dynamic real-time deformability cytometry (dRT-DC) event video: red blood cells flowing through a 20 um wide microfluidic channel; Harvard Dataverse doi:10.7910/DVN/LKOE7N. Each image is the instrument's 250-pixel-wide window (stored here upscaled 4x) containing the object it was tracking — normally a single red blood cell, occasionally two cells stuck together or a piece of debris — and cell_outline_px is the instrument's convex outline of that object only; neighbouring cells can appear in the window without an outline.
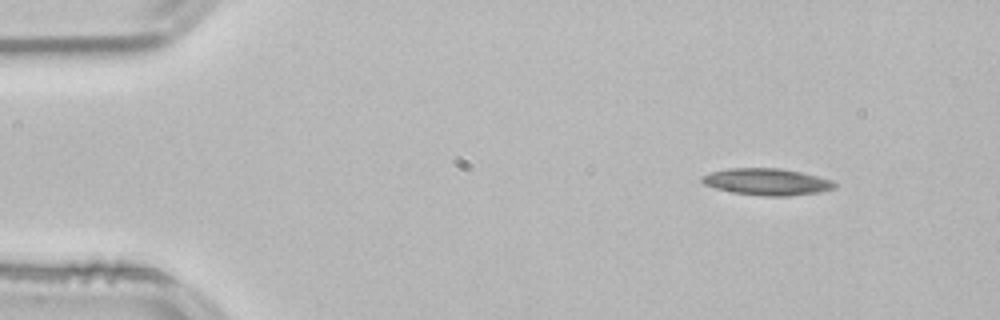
{"species": "common noctule bat (a hibernating species)", "species_latin": "Nyctalus noctula", "temperature_condition": "room temperature", "stored_images_in_passage": 48, "camera_frame_rate_fps": 3000, "um_per_image_px": 0.085, "animal": {"sex": "male", "body_mass_g": 21.5, "forearm_length_mm": 52.0}, "frame": {"image": 1, "passage_image": 1, "time_ms": 0.0, "image_size_px": [1000, 320], "cell_outline_px": [[836, 188], [820, 192], [788, 196], [764, 196], [732, 192], [716, 188], [704, 184], [700, 180], [700, 176], [712, 172], [728, 168], [780, 168], [800, 172], [832, 180], [836, 184]], "centroid_in_image_um": [65.18, 15.45], "position_along_channel_um": 19.8, "area_um2": 20.63}}
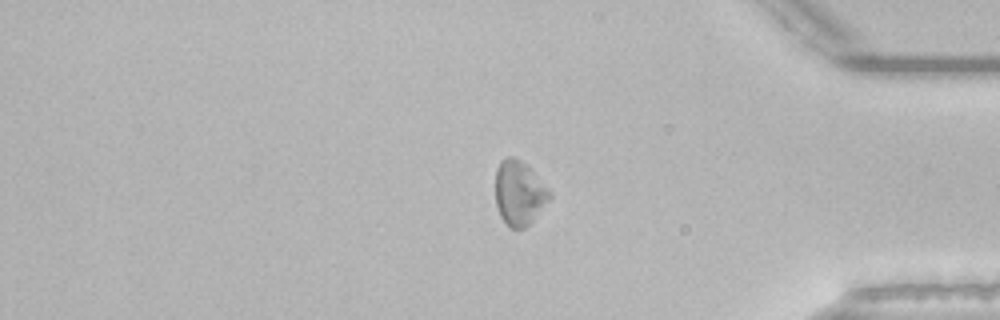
{"frame": {"image": 2, "passage_image": 39, "time_ms": 12.667, "image_size_px": [1000, 320], "cell_outline_px": [[552, 196], [532, 220], [524, 228], [512, 228], [500, 216], [496, 204], [496, 168], [500, 160], [504, 156], [512, 156], [528, 164], [552, 192]], "centroid_in_image_um": [44.13, 16.34], "position_along_channel_um": 391.1, "area_um2": 20.4}}
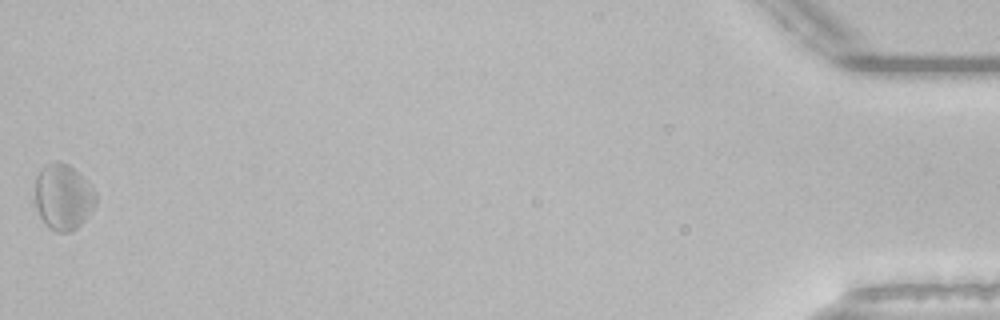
{"frame": {"image": 3, "passage_image": 48, "time_ms": 15.667, "image_size_px": [1000, 320], "cell_outline_px": [[96, 204], [84, 220], [72, 232], [56, 232], [48, 228], [40, 216], [36, 204], [36, 176], [40, 168], [44, 164], [56, 160], [60, 160], [68, 164], [96, 192]], "centroid_in_image_um": [5.35, 16.73], "position_along_channel_um": 429.9, "area_um2": 23.18}}